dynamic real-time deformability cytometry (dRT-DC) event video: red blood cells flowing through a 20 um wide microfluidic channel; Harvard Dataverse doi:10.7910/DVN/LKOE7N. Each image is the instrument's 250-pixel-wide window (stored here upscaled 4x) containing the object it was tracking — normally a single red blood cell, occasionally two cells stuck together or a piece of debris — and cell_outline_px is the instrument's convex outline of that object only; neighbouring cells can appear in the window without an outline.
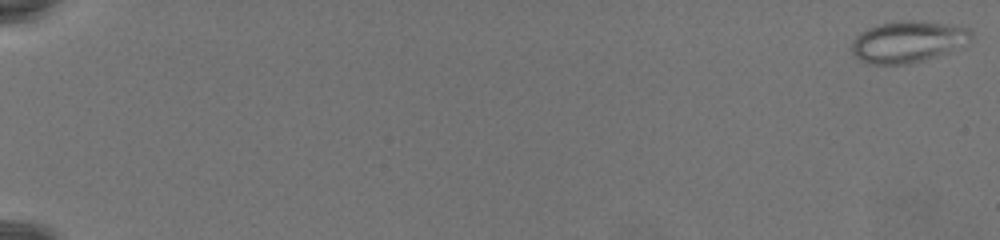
{"species": "common noctule bat (a hibernating species)", "species_latin": "Nyctalus noctula", "temperature_condition": "warm", "stored_images_in_passage": 80, "camera_frame_rate_fps": 3000, "um_per_image_px": 0.085, "animal": {"sex": "female", "body_mass_g": 19.5, "forearm_length_mm": 54.1}, "frame": {"image": 1, "passage_image": 1, "time_ms": 0.0, "image_size_px": [1000, 240], "cell_outline_px": [[972, 36], [924, 60], [908, 64], [868, 64], [856, 56], [852, 52], [852, 40], [860, 32], [868, 28], [880, 24], [944, 24], [972, 28]], "centroid_in_image_um": [77.02, 3.59], "position_along_channel_um": 8.0, "area_um2": 26.65}}
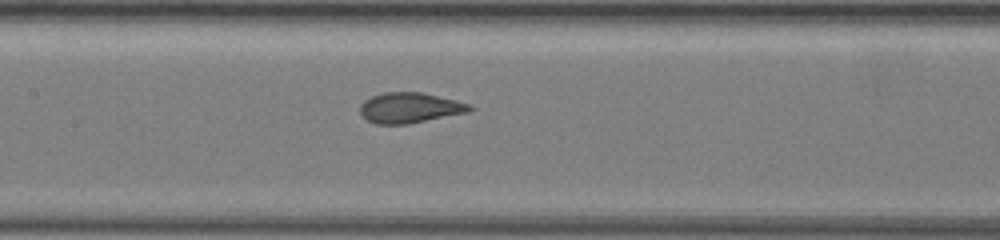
{"frame": {"image": 2, "passage_image": 43, "time_ms": 14.0, "image_size_px": [1000, 240], "cell_outline_px": [[476, 108], [468, 112], [408, 124], [376, 124], [368, 120], [360, 112], [360, 104], [364, 100], [372, 96], [384, 92], [424, 92], [456, 100], [468, 104]], "centroid_in_image_um": [34.84, 9.15], "position_along_channel_um": 172.6, "area_um2": 19.42}}
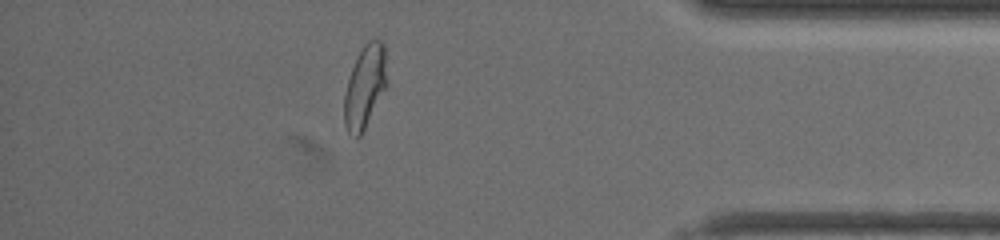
{"frame": {"image": 3, "passage_image": 71, "time_ms": 23.333, "image_size_px": [1000, 240], "cell_outline_px": [[388, 84], [360, 136], [356, 136], [348, 132], [344, 124], [344, 96], [348, 80], [352, 68], [364, 44], [368, 40], [380, 40], [384, 44]], "centroid_in_image_um": [31.03, 7.35], "position_along_channel_um": 404.2, "area_um2": 20.35}}